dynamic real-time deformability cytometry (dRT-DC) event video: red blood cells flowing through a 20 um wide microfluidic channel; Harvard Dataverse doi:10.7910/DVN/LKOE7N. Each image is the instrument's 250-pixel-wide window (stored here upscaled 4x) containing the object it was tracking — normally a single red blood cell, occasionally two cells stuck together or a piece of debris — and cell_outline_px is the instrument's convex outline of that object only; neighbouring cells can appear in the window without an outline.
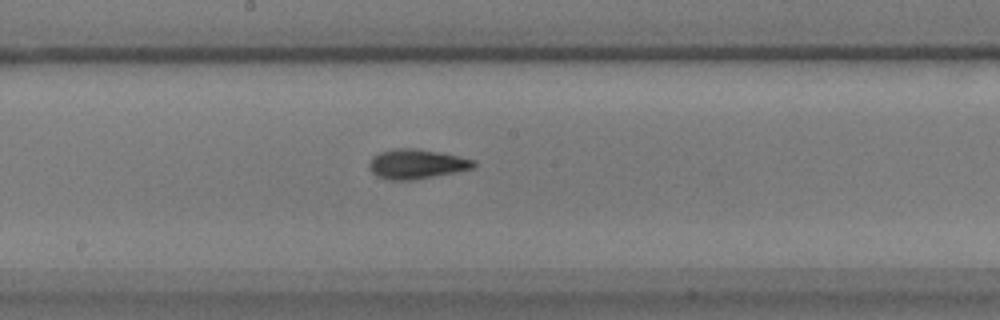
{"species": "common noctule bat (a hibernating species)", "species_latin": "Nyctalus noctula", "temperature_condition": "warm", "stored_images_in_passage": 47, "camera_frame_rate_fps": 3000, "um_per_image_px": 0.085, "animal": {"sex": "male", "body_mass_g": 17.9}, "frame": {"image": 1, "passage_image": 20, "time_ms": 6.333, "image_size_px": [1000, 320], "cell_outline_px": [[476, 164], [472, 168], [456, 172], [416, 180], [388, 180], [376, 176], [368, 168], [368, 164], [372, 156], [380, 152], [392, 148], [416, 148], [440, 152], [460, 156], [472, 160]], "centroid_in_image_um": [35.35, 13.94], "position_along_channel_um": 212.8, "area_um2": 18.26}}
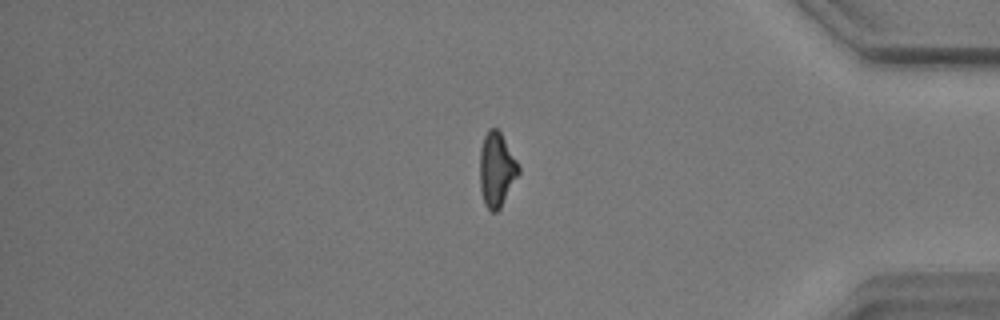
{"frame": {"image": 2, "passage_image": 38, "time_ms": 12.333, "image_size_px": [1000, 320], "cell_outline_px": [[520, 172], [500, 208], [496, 212], [492, 212], [484, 204], [480, 188], [480, 148], [484, 136], [488, 128], [496, 128], [500, 132], [516, 160], [520, 168]], "centroid_in_image_um": [42.2, 14.41], "position_along_channel_um": 393.0, "area_um2": 16.65}}
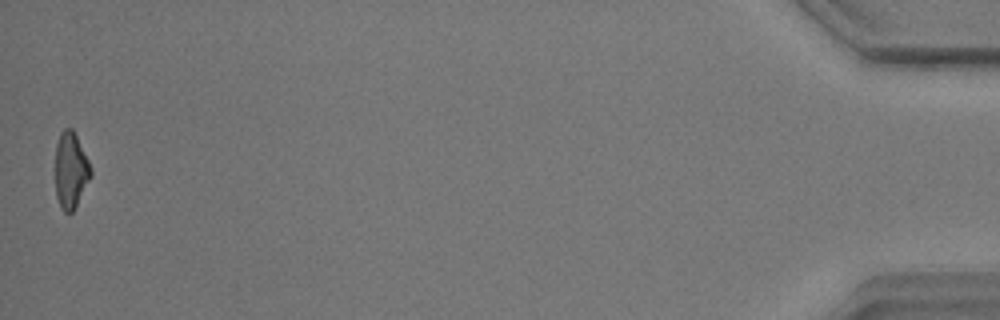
{"frame": {"image": 3, "passage_image": 47, "time_ms": 15.333, "image_size_px": [1000, 320], "cell_outline_px": [[92, 176], [72, 212], [64, 212], [60, 208], [56, 196], [56, 144], [60, 132], [64, 128], [72, 128], [92, 168]], "centroid_in_image_um": [6.01, 14.48], "position_along_channel_um": 429.2, "area_um2": 15.66}, "authors_computed_cell_mechanics": {"area_um2": 16.6464, "velocity_mm_per_s": 3.4934, "shape_relaxation_time_tau1_ms": 3.1502, "shape_relaxation_time_tau2_ms": 3.4292, "deformation_change_tau1": 0.1732, "deformation_change_tau2": 0.1184}}